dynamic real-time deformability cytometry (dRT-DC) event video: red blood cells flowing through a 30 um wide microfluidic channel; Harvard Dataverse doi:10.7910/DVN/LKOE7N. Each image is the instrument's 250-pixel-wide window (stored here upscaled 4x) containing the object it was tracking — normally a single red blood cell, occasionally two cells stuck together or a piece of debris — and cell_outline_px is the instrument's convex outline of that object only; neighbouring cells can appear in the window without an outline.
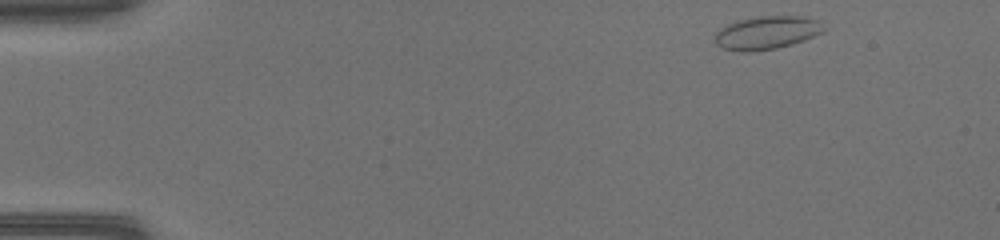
{"species": "common noctule bat (a hibernating species)", "species_latin": "Nyctalus noctula", "temperature_condition": "warm", "stored_images_in_passage": 45, "camera_frame_rate_fps": 3000, "um_per_image_px": 0.085, "animal": {"sex": "female", "body_mass_g": 17.0, "forearm_length_mm": 48.0}, "frame": {"image": 1, "passage_image": 1, "time_ms": 0.0, "image_size_px": [1000, 240], "cell_outline_px": [[824, 32], [804, 40], [792, 44], [776, 48], [752, 52], [740, 52], [724, 48], [716, 44], [716, 32], [720, 28], [736, 20], [760, 16], [804, 16], [820, 20], [824, 28]], "centroid_in_image_um": [65.2, 2.77], "position_along_channel_um": 19.8, "area_um2": 21.15}}
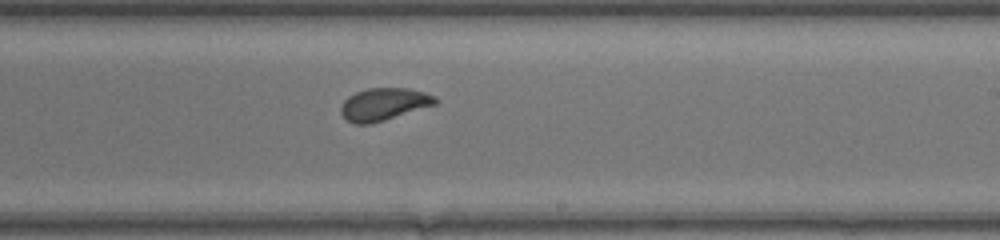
{"frame": {"image": 2, "passage_image": 26, "time_ms": 8.333, "image_size_px": [1000, 240], "cell_outline_px": [[440, 100], [436, 104], [372, 124], [352, 124], [340, 112], [340, 108], [344, 100], [348, 96], [356, 92], [368, 88], [408, 88], [424, 92], [436, 96]], "centroid_in_image_um": [32.63, 8.86], "position_along_channel_um": 256.4, "area_um2": 17.92}}
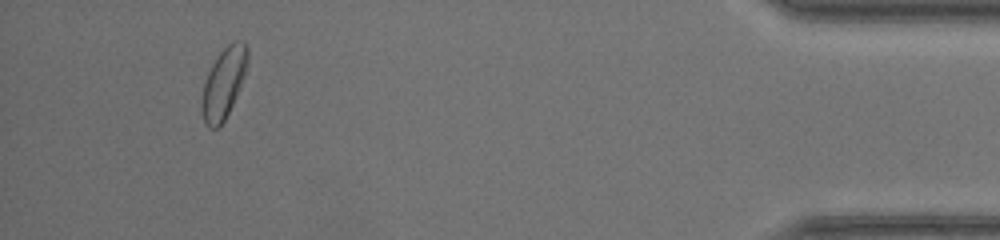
{"frame": {"image": 3, "passage_image": 42, "time_ms": 13.667, "image_size_px": [1000, 240], "cell_outline_px": [[248, 60], [236, 96], [224, 120], [216, 128], [208, 128], [200, 112], [200, 108], [204, 84], [208, 72], [216, 56], [232, 40], [244, 40], [248, 48]], "centroid_in_image_um": [18.99, 7.02], "position_along_channel_um": 416.2, "area_um2": 18.61}, "authors_computed_cell_mechanics": {"area_um2": 18.3804, "velocity_mm_per_s": 4.2077, "shape_relaxation_time_tau1_ms": 6.8274, "shape_relaxation_time_tau2_ms": null, "deformation_change_tau1": 0.1222, "deformation_change_tau2": null}}